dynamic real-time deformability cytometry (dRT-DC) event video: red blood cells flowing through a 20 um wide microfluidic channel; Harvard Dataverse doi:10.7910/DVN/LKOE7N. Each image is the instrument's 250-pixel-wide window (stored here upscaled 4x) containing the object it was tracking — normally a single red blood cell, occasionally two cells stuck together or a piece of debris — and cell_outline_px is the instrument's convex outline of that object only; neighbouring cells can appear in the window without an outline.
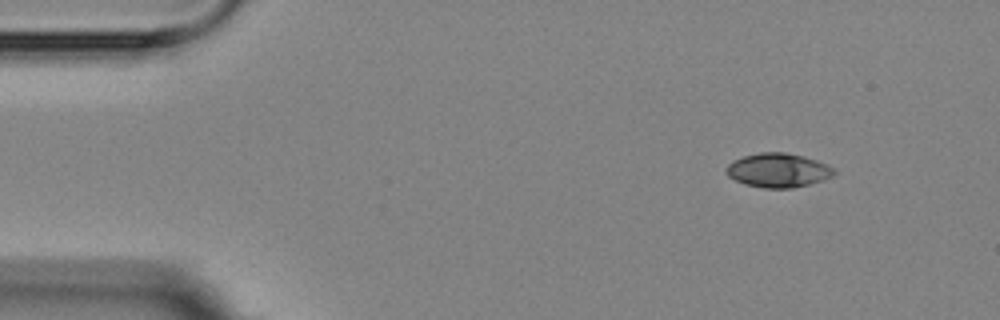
{"species": "Egyptian fruit bat (a non-hibernating species)", "species_latin": "Rousettus aegyptiacus", "temperature_condition": "room temperature", "stored_images_in_passage": 4, "camera_frame_rate_fps": 3000, "um_per_image_px": 0.085, "animal": {"sex": "female"}, "frame": {"image": 1, "passage_image": 1, "time_ms": 0.0, "image_size_px": [1000, 320], "cell_outline_px": [[836, 172], [832, 176], [824, 180], [792, 188], [764, 188], [744, 184], [728, 176], [728, 164], [732, 160], [744, 156], [760, 152], [784, 152], [804, 156], [816, 160], [832, 168]], "centroid_in_image_um": [66.13, 14.47], "position_along_channel_um": 18.9, "area_um2": 21.21}}
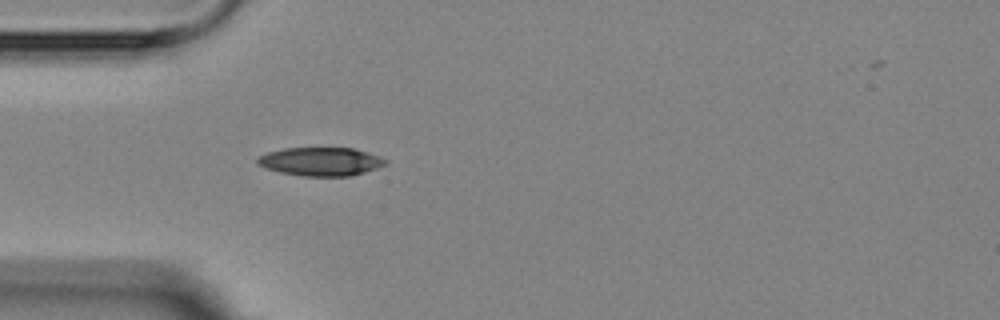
{"frame": {"image": 2, "passage_image": 4, "time_ms": 3.333, "image_size_px": [1000, 320], "cell_outline_px": [[388, 160], [384, 164], [376, 168], [352, 176], [300, 176], [280, 172], [264, 168], [256, 164], [256, 160], [260, 156], [268, 152], [284, 148], [352, 148], [380, 156]], "centroid_in_image_um": [27.23, 13.74], "position_along_channel_um": 57.8, "area_um2": 21.21}}